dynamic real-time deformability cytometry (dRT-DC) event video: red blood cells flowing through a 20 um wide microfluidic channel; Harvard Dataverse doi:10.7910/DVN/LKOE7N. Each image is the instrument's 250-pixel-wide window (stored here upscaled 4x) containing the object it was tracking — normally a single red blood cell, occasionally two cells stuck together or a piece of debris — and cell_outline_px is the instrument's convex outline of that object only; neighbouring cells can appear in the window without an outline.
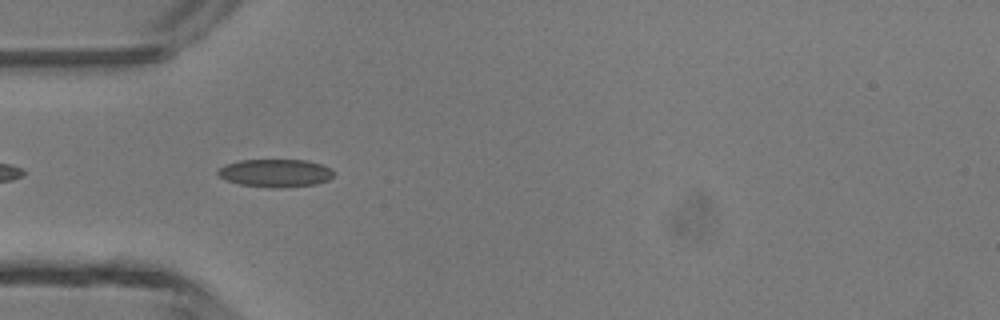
{"species": "common noctule bat (a hibernating species)", "species_latin": "Nyctalus noctula", "temperature_condition": "room temperature", "stored_images_in_passage": 36, "camera_frame_rate_fps": 3000, "um_per_image_px": 0.085, "animal": {"sex": "male", "body_mass_g": 13.3}, "frame": {"image": 1, "passage_image": 3, "time_ms": 0.667, "image_size_px": [1000, 320], "cell_outline_px": [[336, 172], [328, 180], [316, 184], [280, 188], [268, 188], [240, 184], [228, 180], [220, 176], [216, 172], [224, 164], [240, 160], [308, 160], [324, 164]], "centroid_in_image_um": [23.45, 14.7], "position_along_channel_um": 61.6, "area_um2": 19.02}}
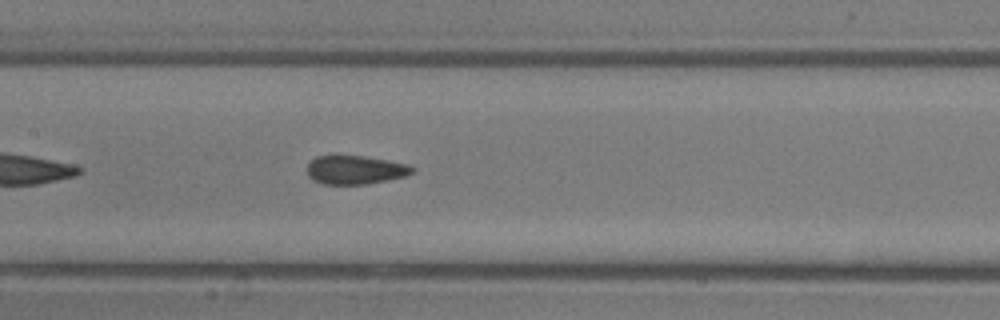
{"frame": {"image": 2, "passage_image": 11, "time_ms": 3.333, "image_size_px": [1000, 320], "cell_outline_px": [[416, 168], [412, 172], [404, 176], [368, 184], [324, 184], [312, 180], [308, 176], [308, 164], [316, 156], [332, 152], [336, 152], [364, 156], [412, 164]], "centroid_in_image_um": [30.16, 14.38], "position_along_channel_um": 177.2, "area_um2": 18.32}}
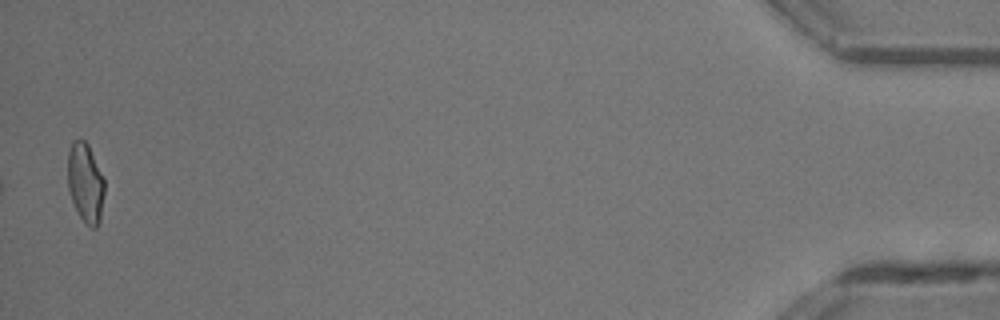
{"frame": {"image": 3, "passage_image": 35, "time_ms": 11.333, "image_size_px": [1000, 320], "cell_outline_px": [[104, 192], [100, 220], [96, 228], [92, 228], [80, 216], [72, 200], [68, 188], [68, 152], [72, 140], [80, 136], [88, 144], [104, 180]], "centroid_in_image_um": [7.25, 15.48], "position_along_channel_um": 428.0, "area_um2": 16.88}, "authors_computed_cell_mechanics": {"area_um2": 17.9469, "velocity_mm_per_s": 4.3667, "shape_relaxation_time_tau1_ms": 5.5436, "shape_relaxation_time_tau2_ms": 1.002, "deformation_change_tau1": 0.1555, "deformation_change_tau2": 0.091}}